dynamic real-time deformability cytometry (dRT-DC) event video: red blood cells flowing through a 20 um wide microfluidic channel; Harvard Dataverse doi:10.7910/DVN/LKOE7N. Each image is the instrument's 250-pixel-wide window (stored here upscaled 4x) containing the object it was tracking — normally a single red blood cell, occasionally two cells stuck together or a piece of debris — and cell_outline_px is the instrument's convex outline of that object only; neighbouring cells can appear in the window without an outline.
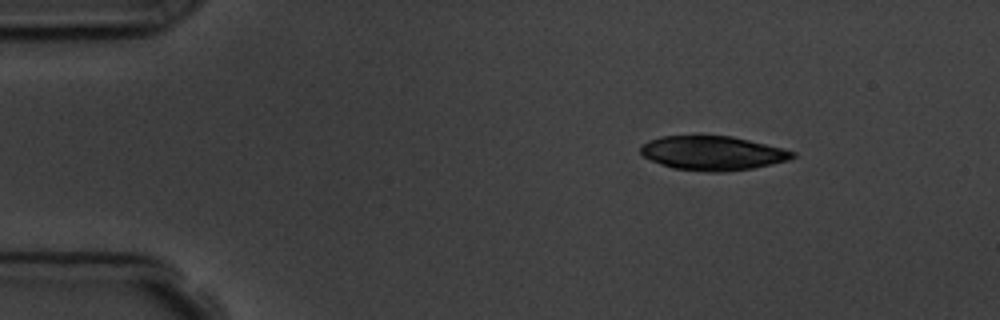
{"species": "common noctule bat (a hibernating species)", "species_latin": "Nyctalus noctula", "temperature_condition": "room temperature", "stored_images_in_passage": 4, "camera_frame_rate_fps": 3000, "um_per_image_px": 0.085, "animal": {"sex": "male", "body_mass_g": 19.5, "forearm_length_mm": 54.6}, "frame": {"image": 1, "passage_image": 2, "time_ms": 1.0, "image_size_px": [1000, 320], "cell_outline_px": [[796, 156], [788, 160], [772, 164], [752, 168], [724, 172], [708, 172], [672, 168], [660, 164], [644, 156], [640, 152], [640, 144], [648, 140], [660, 136], [732, 136], [796, 152]], "centroid_in_image_um": [60.53, 13.02], "position_along_channel_um": 24.5, "area_um2": 30.17}}